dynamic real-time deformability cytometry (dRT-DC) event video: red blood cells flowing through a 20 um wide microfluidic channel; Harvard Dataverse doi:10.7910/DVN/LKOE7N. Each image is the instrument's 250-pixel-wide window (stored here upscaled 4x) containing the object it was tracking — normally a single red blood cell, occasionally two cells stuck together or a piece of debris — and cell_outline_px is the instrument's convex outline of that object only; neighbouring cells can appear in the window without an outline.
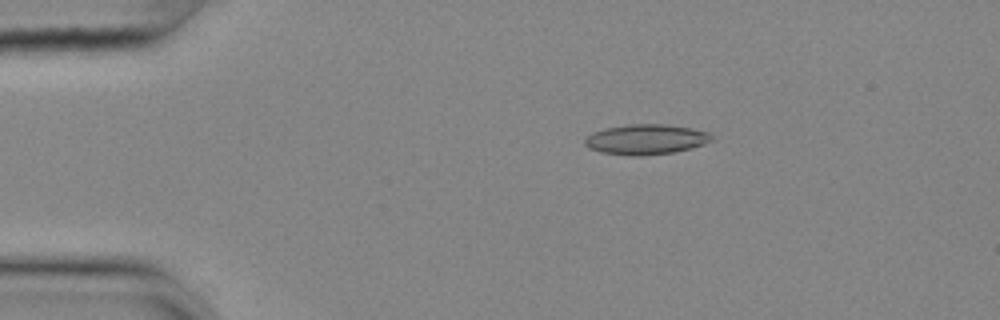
{"species": "common noctule bat (a hibernating species)", "species_latin": "Nyctalus noctula", "temperature_condition": "cold", "stored_images_in_passage": 47, "camera_frame_rate_fps": 3000, "um_per_image_px": 0.085, "animal": {"sex": "female", "body_mass_g": 25.1}, "frame": {"image": 1, "passage_image": 2, "time_ms": 0.333, "image_size_px": [1000, 320], "cell_outline_px": [[716, 140], [692, 148], [672, 152], [640, 156], [632, 156], [600, 152], [588, 148], [584, 144], [584, 140], [592, 132], [604, 128], [628, 124], [664, 124], [692, 128], [712, 132]], "centroid_in_image_um": [54.95, 11.84], "position_along_channel_um": 30.1, "area_um2": 22.66}}
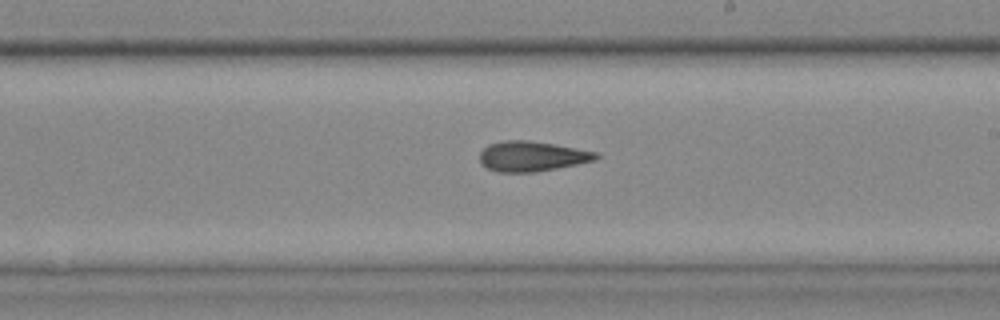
{"frame": {"image": 2, "passage_image": 24, "time_ms": 7.667, "image_size_px": [1000, 320], "cell_outline_px": [[600, 156], [596, 160], [536, 172], [496, 172], [480, 164], [480, 152], [488, 144], [504, 140], [528, 140], [552, 144], [596, 152]], "centroid_in_image_um": [45.16, 13.29], "position_along_channel_um": 243.8, "area_um2": 20.29}}
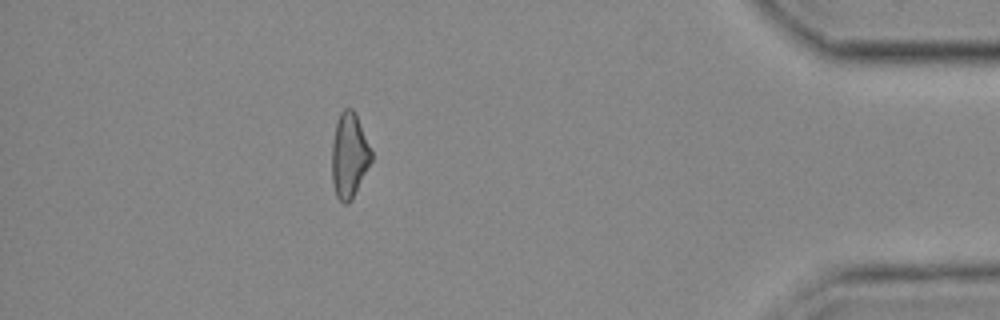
{"frame": {"image": 3, "passage_image": 41, "time_ms": 13.333, "image_size_px": [1000, 320], "cell_outline_px": [[372, 160], [352, 200], [348, 204], [344, 204], [336, 196], [332, 180], [332, 140], [336, 124], [340, 112], [344, 108], [352, 108], [356, 112], [372, 152]], "centroid_in_image_um": [29.68, 13.21], "position_along_channel_um": 405.5, "area_um2": 19.65}, "authors_computed_cell_mechanics": {"area_um2": 20.4034, "velocity_mm_per_s": 3.6581, "shape_relaxation_time_tau1_ms": 7.7185, "shape_relaxation_time_tau2_ms": 3.5517, "deformation_change_tau1": 0.1857, "deformation_change_tau2": 0.131}}